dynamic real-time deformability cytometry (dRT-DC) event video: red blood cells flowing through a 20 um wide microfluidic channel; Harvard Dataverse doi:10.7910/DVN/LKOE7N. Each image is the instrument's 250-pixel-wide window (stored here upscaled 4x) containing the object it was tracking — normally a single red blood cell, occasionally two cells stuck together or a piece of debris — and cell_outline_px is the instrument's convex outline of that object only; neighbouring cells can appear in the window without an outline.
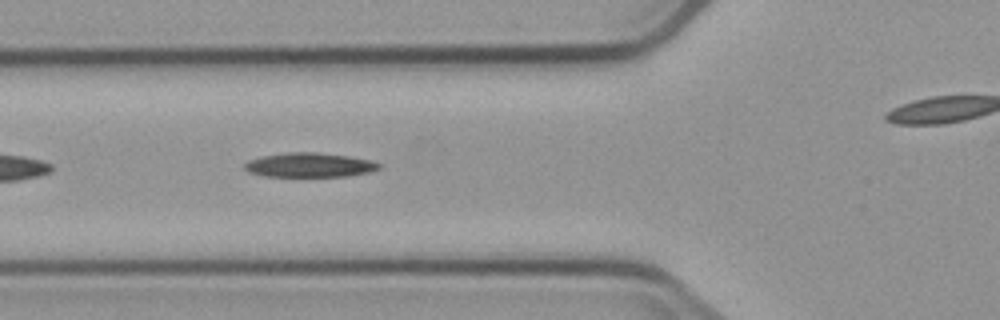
{"species": "common noctule bat (a hibernating species)", "species_latin": "Nyctalus noctula", "temperature_condition": "cold", "stored_images_in_passage": 7, "segment_of_instrument_passage": [1, 2], "camera_frame_rate_fps": 3000, "um_per_image_px": 0.085, "animal": {"sex": "male", "body_mass_g": 23.1, "forearm_length_mm": 52.7}, "frame": {"image": 1, "passage_image": 6, "time_ms": 5.667, "image_size_px": [1000, 320], "cell_outline_px": [[380, 168], [368, 172], [348, 176], [264, 176], [248, 172], [244, 168], [244, 164], [248, 160], [260, 156], [288, 152], [316, 152], [348, 156], [368, 160], [380, 164]], "centroid_in_image_um": [26.24, 14.02], "position_along_channel_um": 99.6, "area_um2": 18.96}}